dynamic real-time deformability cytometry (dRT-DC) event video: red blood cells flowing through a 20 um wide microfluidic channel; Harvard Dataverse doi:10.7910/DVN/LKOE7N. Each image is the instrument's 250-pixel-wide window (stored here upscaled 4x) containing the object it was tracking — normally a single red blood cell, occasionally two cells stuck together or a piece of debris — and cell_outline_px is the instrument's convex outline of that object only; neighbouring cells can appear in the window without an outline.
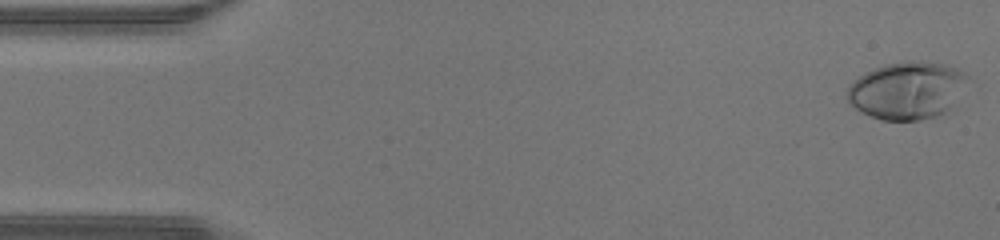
{"species": "human", "species_latin": "Homo sapiens", "temperature_condition": "warm", "stored_images_in_passage": 46, "camera_frame_rate_fps": 3000, "um_per_image_px": 0.085, "donor": {"sex": "male"}, "frame": {"image": 1, "passage_image": 1, "time_ms": 0.0, "image_size_px": [1000, 240], "cell_outline_px": [[972, 80], [956, 108], [940, 116], [920, 120], [880, 120], [860, 112], [848, 100], [848, 88], [860, 76], [884, 64], [908, 60], [920, 60], [944, 64], [956, 68], [964, 72]], "centroid_in_image_um": [77.26, 7.7], "position_along_channel_um": 7.7, "area_um2": 41.38}}
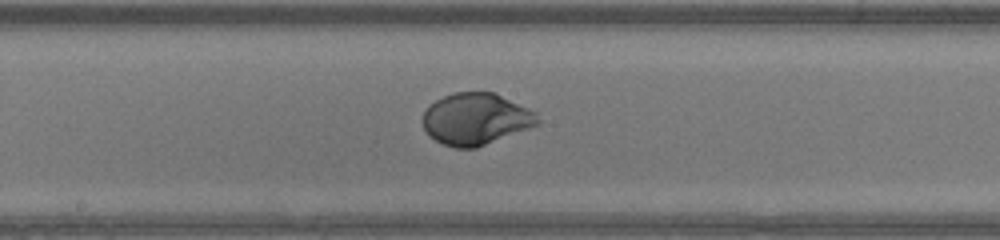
{"frame": {"image": 2, "passage_image": 24, "time_ms": 7.667, "image_size_px": [1000, 240], "cell_outline_px": [[540, 124], [476, 148], [456, 148], [444, 144], [428, 136], [420, 120], [424, 112], [436, 100], [452, 92], [496, 92], [536, 112], [540, 120]], "centroid_in_image_um": [40.44, 10.11], "position_along_channel_um": 207.8, "area_um2": 34.8}}
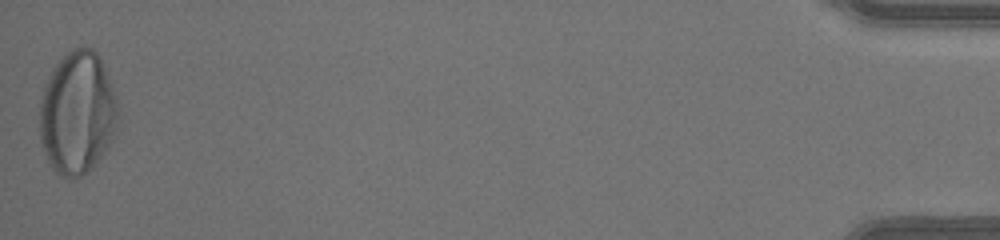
{"frame": {"image": 3, "passage_image": 46, "time_ms": 15.0, "image_size_px": [1000, 240], "cell_outline_px": [[120, 128], [108, 148], [92, 168], [80, 176], [72, 180], [56, 172], [52, 168], [44, 152], [40, 140], [40, 100], [44, 88], [56, 64], [72, 48], [80, 44], [92, 48], [100, 56], [116, 96], [120, 112]], "centroid_in_image_um": [6.63, 9.61], "position_along_channel_um": 428.6, "area_um2": 56.93}, "authors_computed_cell_mechanics": {"area_um2": 35.9516, "velocity_mm_per_s": 4.4535, "shape_relaxation_time_tau1_ms": 3.2876, "shape_relaxation_time_tau2_ms": null, "deformation_change_tau1": 0.2357, "deformation_change_tau2": null}}